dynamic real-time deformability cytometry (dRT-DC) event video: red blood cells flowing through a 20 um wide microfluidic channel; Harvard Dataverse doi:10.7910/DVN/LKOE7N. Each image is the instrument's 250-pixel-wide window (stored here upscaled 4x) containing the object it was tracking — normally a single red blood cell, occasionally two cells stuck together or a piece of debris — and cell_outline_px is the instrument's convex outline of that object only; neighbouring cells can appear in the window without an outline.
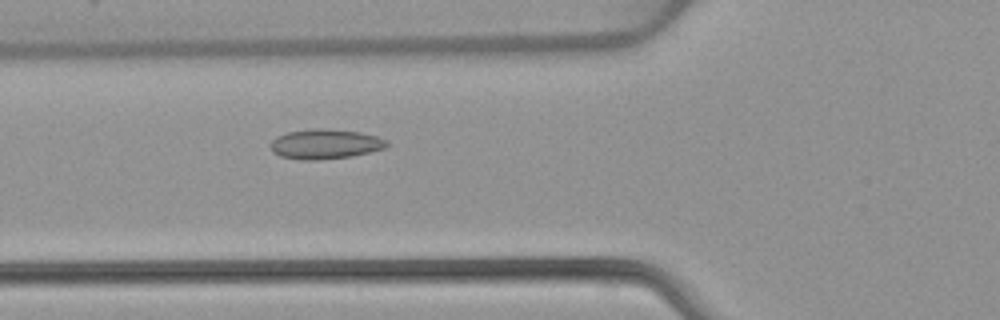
{"species": "common noctule bat (a hibernating species)", "species_latin": "Nyctalus noctula", "temperature_condition": "warm", "stored_images_in_passage": 53, "camera_frame_rate_fps": 3000, "um_per_image_px": 0.085, "animal": {"sex": "female", "body_mass_g": 22.7, "forearm_length_mm": 54.2}, "frame": {"image": 1, "passage_image": 20, "time_ms": 6.333, "image_size_px": [1000, 320], "cell_outline_px": [[388, 144], [384, 148], [352, 156], [316, 160], [304, 160], [280, 156], [272, 152], [272, 140], [276, 136], [288, 132], [312, 128], [324, 128], [360, 132], [376, 136], [388, 140]], "centroid_in_image_um": [27.64, 12.23], "position_along_channel_um": 98.2, "area_um2": 20.11}}
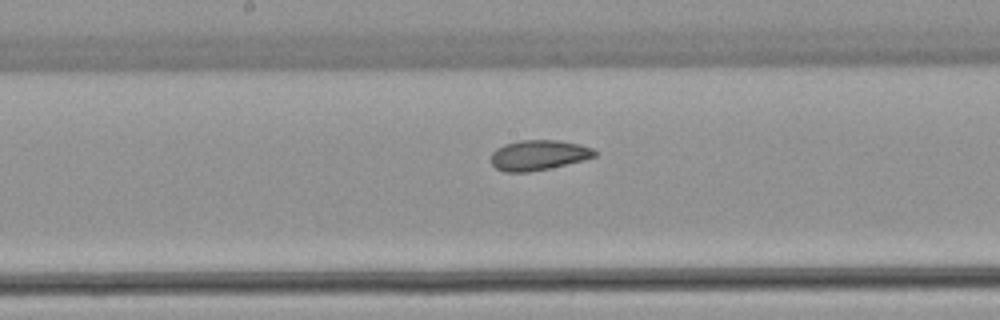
{"frame": {"image": 2, "passage_image": 28, "time_ms": 9.0, "image_size_px": [1000, 320], "cell_outline_px": [[596, 156], [584, 160], [548, 168], [528, 172], [504, 172], [496, 168], [492, 164], [492, 152], [496, 148], [504, 144], [520, 140], [556, 140], [580, 144], [592, 148], [596, 152]], "centroid_in_image_um": [45.76, 13.18], "position_along_channel_um": 202.4, "area_um2": 18.15}}
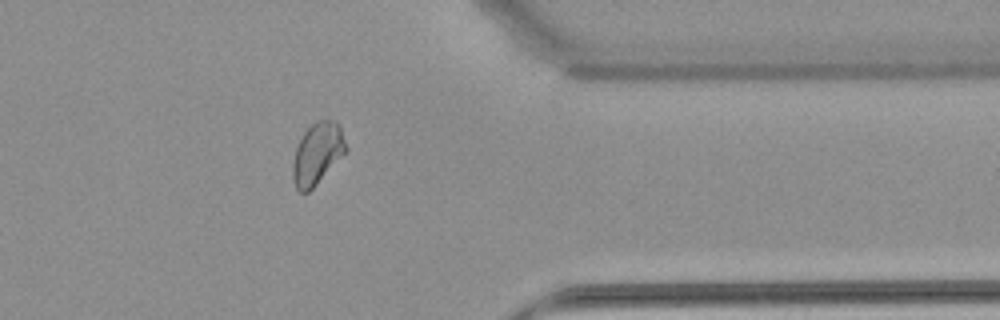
{"frame": {"image": 3, "passage_image": 43, "time_ms": 14.0, "image_size_px": [1000, 320], "cell_outline_px": [[348, 148], [316, 184], [308, 192], [300, 192], [296, 188], [292, 180], [292, 164], [296, 148], [304, 132], [316, 120], [336, 120], [340, 128]], "centroid_in_image_um": [26.95, 13.05], "position_along_channel_um": 384.5, "area_um2": 18.73}, "authors_computed_cell_mechanics": {"area_um2": 20.1144, "velocity_mm_per_s": 3.9038, "shape_relaxation_time_tau1_ms": null, "shape_relaxation_time_tau2_ms": 1.5528, "deformation_change_tau1": null, "deformation_change_tau2": 0.0729}}